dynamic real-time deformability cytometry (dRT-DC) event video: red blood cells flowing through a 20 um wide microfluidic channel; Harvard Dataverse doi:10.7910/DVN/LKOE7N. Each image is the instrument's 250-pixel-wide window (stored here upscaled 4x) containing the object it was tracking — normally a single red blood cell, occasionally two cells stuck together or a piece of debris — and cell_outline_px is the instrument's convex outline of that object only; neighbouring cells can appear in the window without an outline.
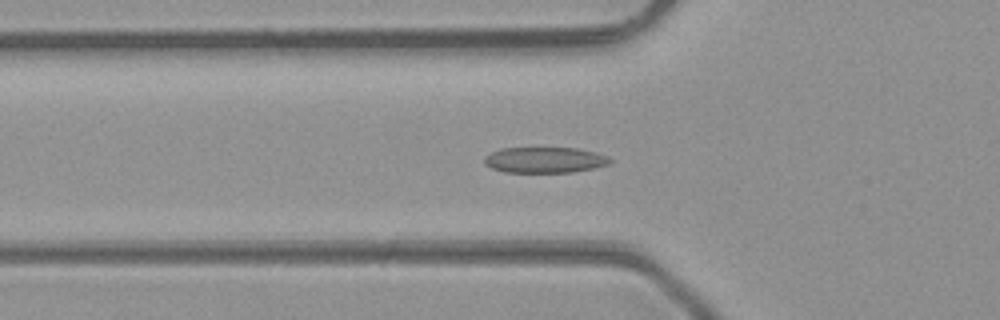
{"species": "common noctule bat (a hibernating species)", "species_latin": "Nyctalus noctula", "temperature_condition": "room temperature", "stored_images_in_passage": 34, "camera_frame_rate_fps": 3000, "um_per_image_px": 0.085, "animal": {"sex": "male", "body_mass_g": 23.1, "forearm_length_mm": 52.7}, "frame": {"image": 1, "passage_image": 2, "time_ms": 0.333, "image_size_px": [1000, 320], "cell_outline_px": [[612, 160], [608, 164], [592, 168], [572, 172], [504, 172], [492, 168], [484, 164], [484, 156], [500, 148], [576, 148], [596, 152], [608, 156]], "centroid_in_image_um": [46.28, 13.59], "position_along_channel_um": 79.5, "area_um2": 18.84}}
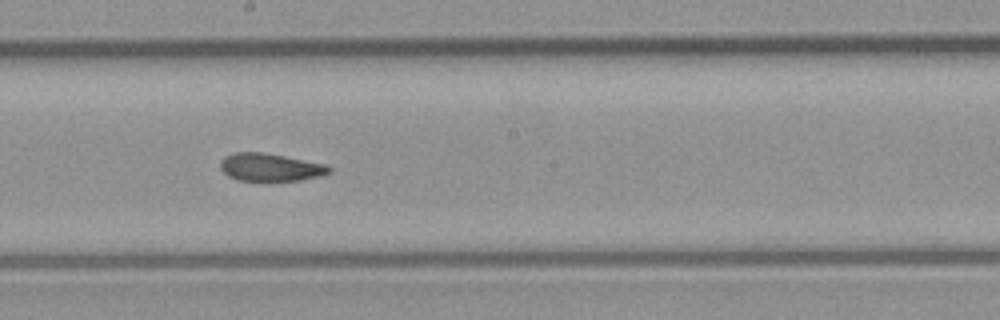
{"frame": {"image": 2, "passage_image": 12, "time_ms": 3.667, "image_size_px": [1000, 320], "cell_outline_px": [[332, 172], [320, 176], [300, 180], [268, 184], [264, 184], [236, 180], [228, 176], [220, 168], [220, 160], [224, 156], [236, 152], [260, 152], [284, 156], [324, 164], [332, 168]], "centroid_in_image_um": [22.94, 14.28], "position_along_channel_um": 225.3, "area_um2": 18.44}}
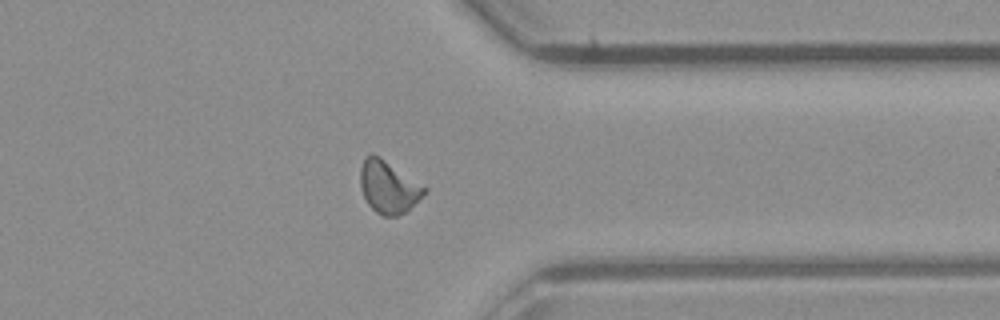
{"frame": {"image": 3, "passage_image": 23, "time_ms": 7.333, "image_size_px": [1000, 320], "cell_outline_px": [[428, 188], [424, 196], [404, 212], [396, 216], [384, 216], [376, 212], [368, 204], [364, 196], [360, 184], [360, 168], [364, 160], [372, 152], [380, 156]], "centroid_in_image_um": [33.03, 15.88], "position_along_channel_um": 378.4, "area_um2": 19.48}, "authors_computed_cell_mechanics": {"area_um2": 18.4382, "velocity_mm_per_s": 4.3331, "shape_relaxation_time_tau1_ms": 3.4859, "shape_relaxation_time_tau2_ms": 1.5575, "deformation_change_tau1": 0.1148, "deformation_change_tau2": 0.0807}}